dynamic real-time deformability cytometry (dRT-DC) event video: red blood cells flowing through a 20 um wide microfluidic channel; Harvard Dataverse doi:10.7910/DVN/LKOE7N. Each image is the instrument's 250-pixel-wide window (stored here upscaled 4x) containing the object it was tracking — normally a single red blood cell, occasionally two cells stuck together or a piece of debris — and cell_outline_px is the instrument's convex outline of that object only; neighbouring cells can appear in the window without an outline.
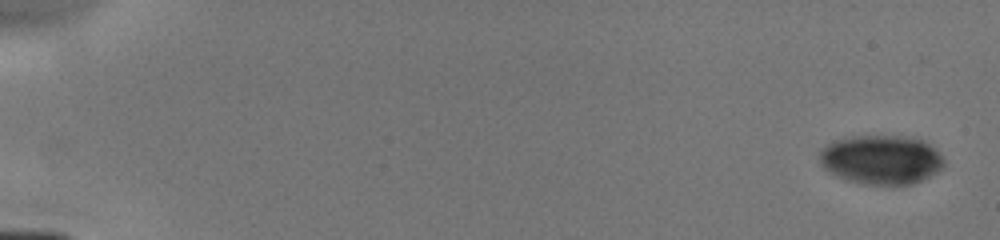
{"species": "human", "species_latin": "Homo sapiens", "temperature_condition": "cold", "stored_images_in_passage": 7, "camera_frame_rate_fps": 3000, "um_per_image_px": 0.085, "donor": {"sex": "male"}, "frame": {"image": 1, "passage_image": 1, "time_ms": 0.0, "image_size_px": [1000, 240], "cell_outline_px": [[944, 164], [936, 172], [912, 184], [892, 188], [864, 184], [844, 180], [828, 172], [820, 164], [820, 152], [828, 144], [836, 140], [852, 136], [912, 136], [924, 140], [944, 160]], "centroid_in_image_um": [74.88, 13.61], "position_along_channel_um": 10.1, "area_um2": 36.13}}
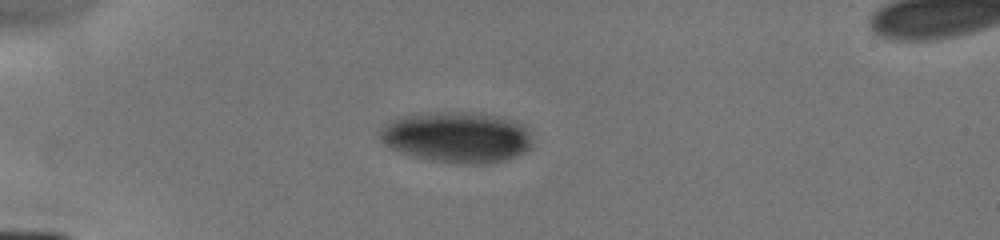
{"frame": {"image": 2, "passage_image": 6, "time_ms": 4.333, "image_size_px": [1000, 240], "cell_outline_px": [[532, 148], [516, 156], [504, 160], [488, 164], [468, 164], [428, 160], [400, 152], [384, 144], [380, 140], [376, 132], [384, 124], [400, 116], [440, 112], [464, 112], [500, 116], [520, 120], [524, 124], [532, 140]], "centroid_in_image_um": [38.85, 11.66], "position_along_channel_um": 46.2, "area_um2": 45.72}}